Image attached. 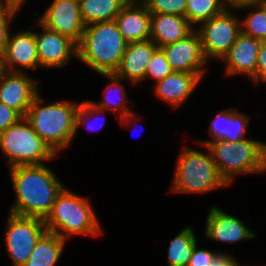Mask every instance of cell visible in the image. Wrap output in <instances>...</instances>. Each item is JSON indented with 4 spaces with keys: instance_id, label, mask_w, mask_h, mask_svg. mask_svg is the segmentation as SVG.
Wrapping results in <instances>:
<instances>
[{
    "instance_id": "obj_1",
    "label": "cell",
    "mask_w": 266,
    "mask_h": 266,
    "mask_svg": "<svg viewBox=\"0 0 266 266\" xmlns=\"http://www.w3.org/2000/svg\"><path fill=\"white\" fill-rule=\"evenodd\" d=\"M8 170L15 193L9 212L44 220L65 184L46 163L20 165Z\"/></svg>"
},
{
    "instance_id": "obj_2",
    "label": "cell",
    "mask_w": 266,
    "mask_h": 266,
    "mask_svg": "<svg viewBox=\"0 0 266 266\" xmlns=\"http://www.w3.org/2000/svg\"><path fill=\"white\" fill-rule=\"evenodd\" d=\"M39 93L33 100L25 118L39 137L58 155L72 144L75 135L76 112L81 102L57 100L44 104Z\"/></svg>"
},
{
    "instance_id": "obj_3",
    "label": "cell",
    "mask_w": 266,
    "mask_h": 266,
    "mask_svg": "<svg viewBox=\"0 0 266 266\" xmlns=\"http://www.w3.org/2000/svg\"><path fill=\"white\" fill-rule=\"evenodd\" d=\"M127 42L119 32L115 20L85 26L77 44V58L97 74L115 73Z\"/></svg>"
},
{
    "instance_id": "obj_4",
    "label": "cell",
    "mask_w": 266,
    "mask_h": 266,
    "mask_svg": "<svg viewBox=\"0 0 266 266\" xmlns=\"http://www.w3.org/2000/svg\"><path fill=\"white\" fill-rule=\"evenodd\" d=\"M92 205L89 198L76 194L65 186L44 219L47 231L56 233L67 241L75 235H101L103 228Z\"/></svg>"
},
{
    "instance_id": "obj_5",
    "label": "cell",
    "mask_w": 266,
    "mask_h": 266,
    "mask_svg": "<svg viewBox=\"0 0 266 266\" xmlns=\"http://www.w3.org/2000/svg\"><path fill=\"white\" fill-rule=\"evenodd\" d=\"M216 169L230 187L236 176L266 173V142L244 138L236 142H209Z\"/></svg>"
},
{
    "instance_id": "obj_6",
    "label": "cell",
    "mask_w": 266,
    "mask_h": 266,
    "mask_svg": "<svg viewBox=\"0 0 266 266\" xmlns=\"http://www.w3.org/2000/svg\"><path fill=\"white\" fill-rule=\"evenodd\" d=\"M200 146L207 153L189 146L182 147L169 192L200 195L228 186L219 175L209 149L205 145Z\"/></svg>"
},
{
    "instance_id": "obj_7",
    "label": "cell",
    "mask_w": 266,
    "mask_h": 266,
    "mask_svg": "<svg viewBox=\"0 0 266 266\" xmlns=\"http://www.w3.org/2000/svg\"><path fill=\"white\" fill-rule=\"evenodd\" d=\"M0 150L7 169L20 165L44 164L59 156L32 129L25 117L0 132Z\"/></svg>"
},
{
    "instance_id": "obj_8",
    "label": "cell",
    "mask_w": 266,
    "mask_h": 266,
    "mask_svg": "<svg viewBox=\"0 0 266 266\" xmlns=\"http://www.w3.org/2000/svg\"><path fill=\"white\" fill-rule=\"evenodd\" d=\"M46 231L43 219L8 213L4 244L12 266H24L36 243Z\"/></svg>"
},
{
    "instance_id": "obj_9",
    "label": "cell",
    "mask_w": 266,
    "mask_h": 266,
    "mask_svg": "<svg viewBox=\"0 0 266 266\" xmlns=\"http://www.w3.org/2000/svg\"><path fill=\"white\" fill-rule=\"evenodd\" d=\"M234 12L236 8H227L195 28L200 34L203 53L209 62L211 59L220 61L241 33V18Z\"/></svg>"
},
{
    "instance_id": "obj_10",
    "label": "cell",
    "mask_w": 266,
    "mask_h": 266,
    "mask_svg": "<svg viewBox=\"0 0 266 266\" xmlns=\"http://www.w3.org/2000/svg\"><path fill=\"white\" fill-rule=\"evenodd\" d=\"M32 21H36L37 27L40 26L42 29V33L35 31L40 67L60 69L67 66L72 57L77 58V44L73 40L48 29L35 18H32Z\"/></svg>"
},
{
    "instance_id": "obj_11",
    "label": "cell",
    "mask_w": 266,
    "mask_h": 266,
    "mask_svg": "<svg viewBox=\"0 0 266 266\" xmlns=\"http://www.w3.org/2000/svg\"><path fill=\"white\" fill-rule=\"evenodd\" d=\"M174 72L206 73V59L199 32L194 29L186 37L160 47Z\"/></svg>"
},
{
    "instance_id": "obj_12",
    "label": "cell",
    "mask_w": 266,
    "mask_h": 266,
    "mask_svg": "<svg viewBox=\"0 0 266 266\" xmlns=\"http://www.w3.org/2000/svg\"><path fill=\"white\" fill-rule=\"evenodd\" d=\"M39 21L52 31H56L78 44L81 40L85 24L80 14L79 1L52 0L47 5Z\"/></svg>"
},
{
    "instance_id": "obj_13",
    "label": "cell",
    "mask_w": 266,
    "mask_h": 266,
    "mask_svg": "<svg viewBox=\"0 0 266 266\" xmlns=\"http://www.w3.org/2000/svg\"><path fill=\"white\" fill-rule=\"evenodd\" d=\"M27 72L4 71L0 75V102L19 112L23 117L40 93L39 80Z\"/></svg>"
},
{
    "instance_id": "obj_14",
    "label": "cell",
    "mask_w": 266,
    "mask_h": 266,
    "mask_svg": "<svg viewBox=\"0 0 266 266\" xmlns=\"http://www.w3.org/2000/svg\"><path fill=\"white\" fill-rule=\"evenodd\" d=\"M34 26L19 32H9L3 53V65L6 71L26 72L40 68Z\"/></svg>"
},
{
    "instance_id": "obj_15",
    "label": "cell",
    "mask_w": 266,
    "mask_h": 266,
    "mask_svg": "<svg viewBox=\"0 0 266 266\" xmlns=\"http://www.w3.org/2000/svg\"><path fill=\"white\" fill-rule=\"evenodd\" d=\"M255 231L237 218L217 206L207 212L204 236L218 243H239L256 238Z\"/></svg>"
},
{
    "instance_id": "obj_16",
    "label": "cell",
    "mask_w": 266,
    "mask_h": 266,
    "mask_svg": "<svg viewBox=\"0 0 266 266\" xmlns=\"http://www.w3.org/2000/svg\"><path fill=\"white\" fill-rule=\"evenodd\" d=\"M261 42L241 32L220 60L225 64L224 74L228 77L245 75L256 85V66Z\"/></svg>"
},
{
    "instance_id": "obj_17",
    "label": "cell",
    "mask_w": 266,
    "mask_h": 266,
    "mask_svg": "<svg viewBox=\"0 0 266 266\" xmlns=\"http://www.w3.org/2000/svg\"><path fill=\"white\" fill-rule=\"evenodd\" d=\"M206 73L173 72L163 80L154 83V96L179 108L191 97Z\"/></svg>"
},
{
    "instance_id": "obj_18",
    "label": "cell",
    "mask_w": 266,
    "mask_h": 266,
    "mask_svg": "<svg viewBox=\"0 0 266 266\" xmlns=\"http://www.w3.org/2000/svg\"><path fill=\"white\" fill-rule=\"evenodd\" d=\"M158 46L152 40L128 43L115 75L142 88L146 69ZM141 83V84H140Z\"/></svg>"
},
{
    "instance_id": "obj_19",
    "label": "cell",
    "mask_w": 266,
    "mask_h": 266,
    "mask_svg": "<svg viewBox=\"0 0 266 266\" xmlns=\"http://www.w3.org/2000/svg\"><path fill=\"white\" fill-rule=\"evenodd\" d=\"M250 123V116L240 112L237 108L230 107L218 111V114L211 120L208 129L209 139L197 141L198 145H207L209 142L225 140L236 142L246 138V129Z\"/></svg>"
},
{
    "instance_id": "obj_20",
    "label": "cell",
    "mask_w": 266,
    "mask_h": 266,
    "mask_svg": "<svg viewBox=\"0 0 266 266\" xmlns=\"http://www.w3.org/2000/svg\"><path fill=\"white\" fill-rule=\"evenodd\" d=\"M115 22L127 43L150 39L151 12L145 4L128 3L115 17Z\"/></svg>"
},
{
    "instance_id": "obj_21",
    "label": "cell",
    "mask_w": 266,
    "mask_h": 266,
    "mask_svg": "<svg viewBox=\"0 0 266 266\" xmlns=\"http://www.w3.org/2000/svg\"><path fill=\"white\" fill-rule=\"evenodd\" d=\"M194 29L186 17L151 13L150 40L158 48L186 37Z\"/></svg>"
},
{
    "instance_id": "obj_22",
    "label": "cell",
    "mask_w": 266,
    "mask_h": 266,
    "mask_svg": "<svg viewBox=\"0 0 266 266\" xmlns=\"http://www.w3.org/2000/svg\"><path fill=\"white\" fill-rule=\"evenodd\" d=\"M100 76L106 77L109 80V84L103 90L102 100L98 102L90 100L91 103L101 110L112 111V113L116 114V118L119 119L133 112L134 110H131L130 105L134 106V102L130 99L128 100V96H126L127 90H125L124 84L122 85L125 80L114 73L100 74Z\"/></svg>"
},
{
    "instance_id": "obj_23",
    "label": "cell",
    "mask_w": 266,
    "mask_h": 266,
    "mask_svg": "<svg viewBox=\"0 0 266 266\" xmlns=\"http://www.w3.org/2000/svg\"><path fill=\"white\" fill-rule=\"evenodd\" d=\"M67 240L46 231L36 243L24 266H56L64 253Z\"/></svg>"
},
{
    "instance_id": "obj_24",
    "label": "cell",
    "mask_w": 266,
    "mask_h": 266,
    "mask_svg": "<svg viewBox=\"0 0 266 266\" xmlns=\"http://www.w3.org/2000/svg\"><path fill=\"white\" fill-rule=\"evenodd\" d=\"M80 14L85 26L115 20L128 4L125 0H80Z\"/></svg>"
},
{
    "instance_id": "obj_25",
    "label": "cell",
    "mask_w": 266,
    "mask_h": 266,
    "mask_svg": "<svg viewBox=\"0 0 266 266\" xmlns=\"http://www.w3.org/2000/svg\"><path fill=\"white\" fill-rule=\"evenodd\" d=\"M197 244L194 228L190 225L182 228L169 243L168 266H187Z\"/></svg>"
},
{
    "instance_id": "obj_26",
    "label": "cell",
    "mask_w": 266,
    "mask_h": 266,
    "mask_svg": "<svg viewBox=\"0 0 266 266\" xmlns=\"http://www.w3.org/2000/svg\"><path fill=\"white\" fill-rule=\"evenodd\" d=\"M236 10L248 11L246 17L240 19L241 32L260 41H266V0L245 4Z\"/></svg>"
},
{
    "instance_id": "obj_27",
    "label": "cell",
    "mask_w": 266,
    "mask_h": 266,
    "mask_svg": "<svg viewBox=\"0 0 266 266\" xmlns=\"http://www.w3.org/2000/svg\"><path fill=\"white\" fill-rule=\"evenodd\" d=\"M226 9L222 0H187L185 17L194 28H197Z\"/></svg>"
},
{
    "instance_id": "obj_28",
    "label": "cell",
    "mask_w": 266,
    "mask_h": 266,
    "mask_svg": "<svg viewBox=\"0 0 266 266\" xmlns=\"http://www.w3.org/2000/svg\"><path fill=\"white\" fill-rule=\"evenodd\" d=\"M105 113L106 111L97 108L94 104L91 103L90 100H85L81 102L76 112L75 134L78 133L79 128H81V126L85 127V129H87L88 131H92V132L95 130L102 129L105 126V121H104L106 120ZM100 116H103V118L105 119H103ZM99 117L103 119V120L99 119L102 122L98 120ZM94 121H97V122L94 123Z\"/></svg>"
},
{
    "instance_id": "obj_29",
    "label": "cell",
    "mask_w": 266,
    "mask_h": 266,
    "mask_svg": "<svg viewBox=\"0 0 266 266\" xmlns=\"http://www.w3.org/2000/svg\"><path fill=\"white\" fill-rule=\"evenodd\" d=\"M173 72V69L166 59L165 53L161 48H157L148 63L145 81L150 78L156 83L163 80L167 75H170Z\"/></svg>"
},
{
    "instance_id": "obj_30",
    "label": "cell",
    "mask_w": 266,
    "mask_h": 266,
    "mask_svg": "<svg viewBox=\"0 0 266 266\" xmlns=\"http://www.w3.org/2000/svg\"><path fill=\"white\" fill-rule=\"evenodd\" d=\"M187 0H147L144 4L151 13L185 17Z\"/></svg>"
},
{
    "instance_id": "obj_31",
    "label": "cell",
    "mask_w": 266,
    "mask_h": 266,
    "mask_svg": "<svg viewBox=\"0 0 266 266\" xmlns=\"http://www.w3.org/2000/svg\"><path fill=\"white\" fill-rule=\"evenodd\" d=\"M20 11L0 2V52L4 53L11 24ZM11 23V24H10Z\"/></svg>"
},
{
    "instance_id": "obj_32",
    "label": "cell",
    "mask_w": 266,
    "mask_h": 266,
    "mask_svg": "<svg viewBox=\"0 0 266 266\" xmlns=\"http://www.w3.org/2000/svg\"><path fill=\"white\" fill-rule=\"evenodd\" d=\"M217 253L215 250L201 249L197 244L187 266H210Z\"/></svg>"
},
{
    "instance_id": "obj_33",
    "label": "cell",
    "mask_w": 266,
    "mask_h": 266,
    "mask_svg": "<svg viewBox=\"0 0 266 266\" xmlns=\"http://www.w3.org/2000/svg\"><path fill=\"white\" fill-rule=\"evenodd\" d=\"M22 117L19 112L0 102V132L18 122Z\"/></svg>"
},
{
    "instance_id": "obj_34",
    "label": "cell",
    "mask_w": 266,
    "mask_h": 266,
    "mask_svg": "<svg viewBox=\"0 0 266 266\" xmlns=\"http://www.w3.org/2000/svg\"><path fill=\"white\" fill-rule=\"evenodd\" d=\"M266 84V41H262L256 66V84Z\"/></svg>"
},
{
    "instance_id": "obj_35",
    "label": "cell",
    "mask_w": 266,
    "mask_h": 266,
    "mask_svg": "<svg viewBox=\"0 0 266 266\" xmlns=\"http://www.w3.org/2000/svg\"><path fill=\"white\" fill-rule=\"evenodd\" d=\"M240 263L235 256L221 250L214 256L210 266H244L240 265Z\"/></svg>"
},
{
    "instance_id": "obj_36",
    "label": "cell",
    "mask_w": 266,
    "mask_h": 266,
    "mask_svg": "<svg viewBox=\"0 0 266 266\" xmlns=\"http://www.w3.org/2000/svg\"><path fill=\"white\" fill-rule=\"evenodd\" d=\"M136 112L133 111L131 113H128L125 117L120 118L119 123L121 126H125V128H129V126L133 125L134 127L137 126V122L139 123L138 119H141L140 116H136ZM133 131V130H132Z\"/></svg>"
},
{
    "instance_id": "obj_37",
    "label": "cell",
    "mask_w": 266,
    "mask_h": 266,
    "mask_svg": "<svg viewBox=\"0 0 266 266\" xmlns=\"http://www.w3.org/2000/svg\"><path fill=\"white\" fill-rule=\"evenodd\" d=\"M223 3L226 5L227 8H237L239 6L248 4V3H254L261 0H222Z\"/></svg>"
},
{
    "instance_id": "obj_38",
    "label": "cell",
    "mask_w": 266,
    "mask_h": 266,
    "mask_svg": "<svg viewBox=\"0 0 266 266\" xmlns=\"http://www.w3.org/2000/svg\"><path fill=\"white\" fill-rule=\"evenodd\" d=\"M28 0H0L3 4L6 6H10L12 8L17 9L18 11H21L23 9V5L27 3Z\"/></svg>"
},
{
    "instance_id": "obj_39",
    "label": "cell",
    "mask_w": 266,
    "mask_h": 266,
    "mask_svg": "<svg viewBox=\"0 0 266 266\" xmlns=\"http://www.w3.org/2000/svg\"><path fill=\"white\" fill-rule=\"evenodd\" d=\"M4 71L5 69L3 65V53L0 52V75H2Z\"/></svg>"
},
{
    "instance_id": "obj_40",
    "label": "cell",
    "mask_w": 266,
    "mask_h": 266,
    "mask_svg": "<svg viewBox=\"0 0 266 266\" xmlns=\"http://www.w3.org/2000/svg\"><path fill=\"white\" fill-rule=\"evenodd\" d=\"M127 3L144 4L147 0H125Z\"/></svg>"
}]
</instances>
